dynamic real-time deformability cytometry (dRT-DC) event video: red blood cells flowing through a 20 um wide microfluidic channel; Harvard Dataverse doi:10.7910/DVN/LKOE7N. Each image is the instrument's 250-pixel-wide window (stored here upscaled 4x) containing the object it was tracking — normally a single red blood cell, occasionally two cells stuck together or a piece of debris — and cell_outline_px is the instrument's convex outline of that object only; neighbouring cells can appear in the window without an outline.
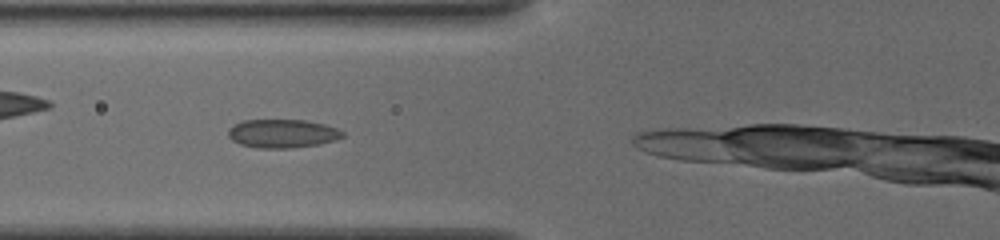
{"species": "common noctule bat (a hibernating species)", "species_latin": "Nyctalus noctula", "temperature_condition": "cold", "stored_images_in_passage": 10, "camera_frame_rate_fps": 3000, "um_per_image_px": 0.085, "animal": {"sex": "female", "body_mass_g": 19.5, "forearm_length_mm": 54.1}, "frame": {"image": 1, "passage_image": 7, "time_ms": 2.0, "image_size_px": [1000, 240], "cell_outline_px": [[344, 136], [336, 140], [320, 144], [292, 148], [256, 148], [240, 144], [232, 140], [228, 136], [228, 128], [232, 124], [244, 120], [304, 120], [324, 124], [336, 128], [344, 132]], "centroid_in_image_um": [23.99, 11.35], "position_along_channel_um": 101.8, "area_um2": 19.19}}